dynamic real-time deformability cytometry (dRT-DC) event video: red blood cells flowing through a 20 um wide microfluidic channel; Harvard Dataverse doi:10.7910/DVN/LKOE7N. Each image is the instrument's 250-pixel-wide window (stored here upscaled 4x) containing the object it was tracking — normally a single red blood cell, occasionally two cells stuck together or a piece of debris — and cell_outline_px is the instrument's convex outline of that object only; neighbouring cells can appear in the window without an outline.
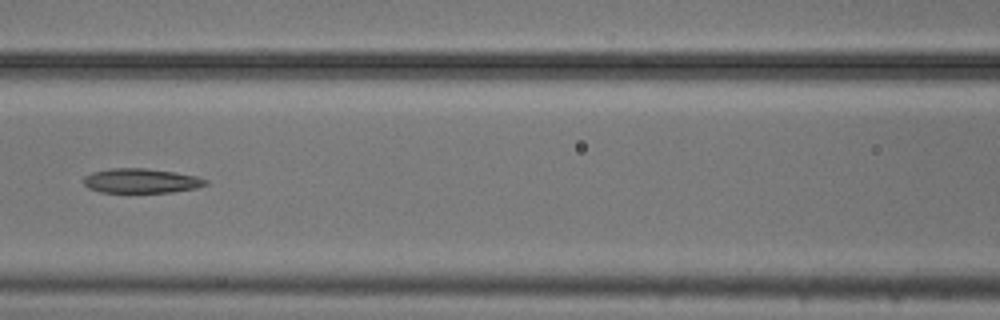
{"species": "common noctule bat (a hibernating species)", "species_latin": "Nyctalus noctula", "temperature_condition": "cold", "stored_images_in_passage": 8, "camera_frame_rate_fps": 3000, "um_per_image_px": 0.085, "animal": {"sex": "male", "body_mass_g": 20.5, "forearm_length_mm": 52.5}, "frame": {"image": 1, "passage_image": 5, "time_ms": 1.333, "image_size_px": [1000, 320], "cell_outline_px": [[208, 184], [196, 188], [172, 192], [100, 192], [88, 188], [84, 184], [84, 176], [92, 172], [108, 168], [144, 168], [172, 172], [196, 176], [208, 180]], "centroid_in_image_um": [11.97, 15.37], "position_along_channel_um": 154.6, "area_um2": 17.4}}
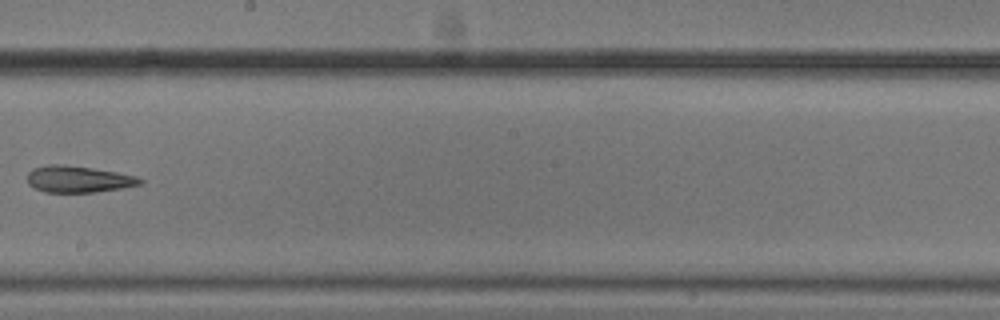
{"frame": {"image": 2, "passage_image": 7, "time_ms": 2.0, "image_size_px": [1000, 320], "cell_outline_px": [[144, 180], [140, 184], [124, 188], [96, 192], [44, 192], [28, 184], [28, 172], [32, 168], [48, 164], [60, 164], [92, 168], [116, 172], [136, 176]], "centroid_in_image_um": [6.65, 15.23], "position_along_channel_um": 241.6, "area_um2": 17.46}}
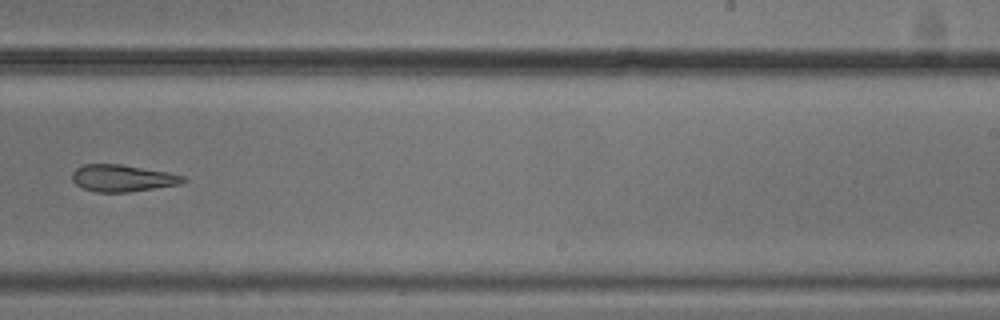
{"frame": {"image": 3, "passage_image": 8, "time_ms": 2.333, "image_size_px": [1000, 320], "cell_outline_px": [[188, 180], [180, 184], [128, 192], [96, 192], [84, 188], [76, 184], [72, 180], [72, 172], [76, 168], [84, 164], [120, 164], [168, 172], [184, 176]], "centroid_in_image_um": [10.41, 15.14], "position_along_channel_um": 278.6, "area_um2": 17.34}}